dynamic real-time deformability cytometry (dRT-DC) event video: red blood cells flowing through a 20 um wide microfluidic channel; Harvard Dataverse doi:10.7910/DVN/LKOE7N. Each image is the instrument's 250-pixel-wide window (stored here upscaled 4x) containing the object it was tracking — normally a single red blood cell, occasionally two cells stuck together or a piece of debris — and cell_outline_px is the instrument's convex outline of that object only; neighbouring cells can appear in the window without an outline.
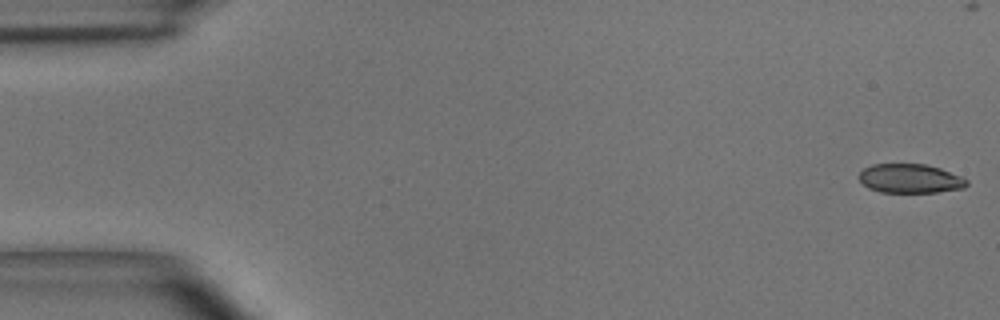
{"species": "common noctule bat (a hibernating species)", "species_latin": "Nyctalus noctula", "temperature_condition": "room temperature", "stored_images_in_passage": 41, "camera_frame_rate_fps": 3000, "um_per_image_px": 0.085, "animal": {"sex": "male", "body_mass_g": 15.6}, "frame": {"image": 1, "passage_image": 1, "time_ms": 0.0, "image_size_px": [1000, 320], "cell_outline_px": [[968, 184], [964, 188], [936, 192], [880, 192], [868, 188], [856, 176], [864, 168], [872, 164], [924, 164], [940, 168], [960, 176], [968, 180]], "centroid_in_image_um": [77.34, 15.17], "position_along_channel_um": 7.7, "area_um2": 18.26}}
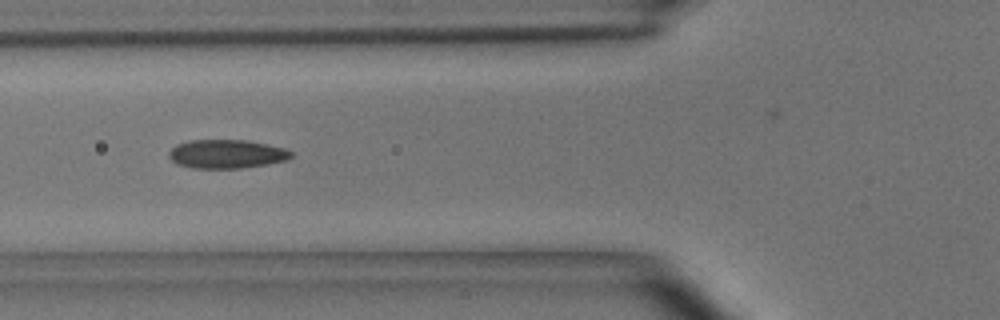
{"frame": {"image": 2, "passage_image": 18, "time_ms": 5.667, "image_size_px": [1000, 320], "cell_outline_px": [[292, 156], [288, 160], [268, 164], [240, 168], [192, 168], [176, 164], [168, 156], [168, 152], [176, 144], [188, 140], [248, 140], [284, 148], [292, 152]], "centroid_in_image_um": [19.24, 13.09], "position_along_channel_um": 106.6, "area_um2": 20.58}}
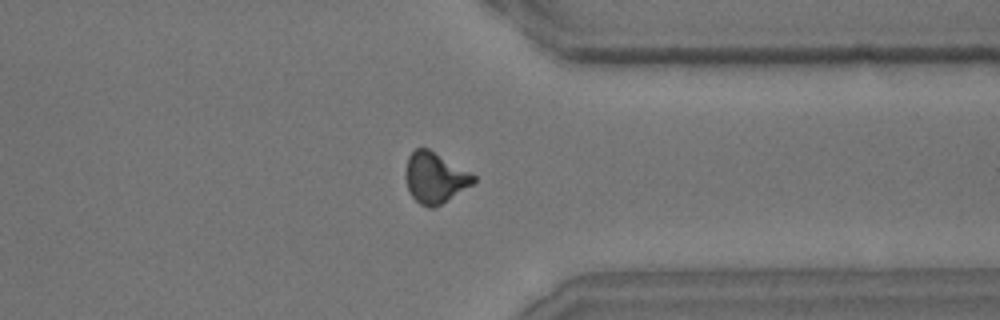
{"frame": {"image": 3, "passage_image": 38, "time_ms": 12.333, "image_size_px": [1000, 320], "cell_outline_px": [[476, 180], [472, 184], [440, 204], [432, 208], [428, 208], [420, 204], [408, 192], [404, 176], [404, 172], [408, 156], [416, 148], [428, 148], [476, 176]], "centroid_in_image_um": [36.91, 15.1], "position_along_channel_um": 374.5, "area_um2": 19.88}}